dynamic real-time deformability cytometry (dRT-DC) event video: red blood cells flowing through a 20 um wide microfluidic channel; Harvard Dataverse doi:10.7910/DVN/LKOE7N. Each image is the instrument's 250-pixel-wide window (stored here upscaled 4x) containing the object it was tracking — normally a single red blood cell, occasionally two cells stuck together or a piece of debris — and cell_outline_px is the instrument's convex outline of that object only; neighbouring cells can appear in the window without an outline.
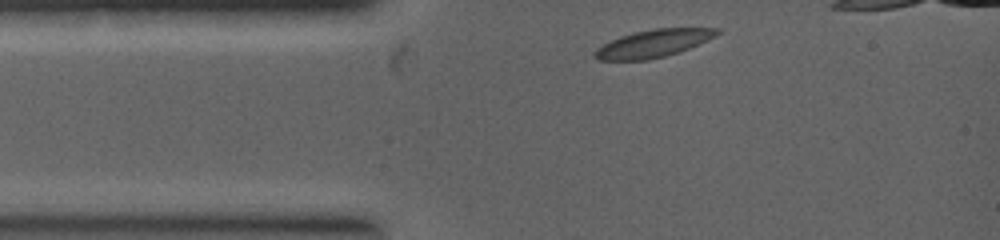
{"species": "common noctule bat (a hibernating species)", "species_latin": "Nyctalus noctula", "temperature_condition": "warm", "stored_images_in_passage": 4, "camera_frame_rate_fps": 5000, "um_per_image_px": 0.085, "animal": {"sex": "female", "body_mass_g": 19.0, "forearm_length_mm": 53.3}, "frame": {"image": 1, "passage_image": 1, "time_ms": 0.0, "image_size_px": [1000, 240], "cell_outline_px": [[724, 32], [716, 36], [688, 48], [664, 56], [648, 60], [600, 60], [592, 56], [592, 52], [596, 48], [620, 36], [632, 32], [652, 28], [720, 28]], "centroid_in_image_um": [55.52, 3.68], "position_along_channel_um": 29.5, "area_um2": 19.71}}